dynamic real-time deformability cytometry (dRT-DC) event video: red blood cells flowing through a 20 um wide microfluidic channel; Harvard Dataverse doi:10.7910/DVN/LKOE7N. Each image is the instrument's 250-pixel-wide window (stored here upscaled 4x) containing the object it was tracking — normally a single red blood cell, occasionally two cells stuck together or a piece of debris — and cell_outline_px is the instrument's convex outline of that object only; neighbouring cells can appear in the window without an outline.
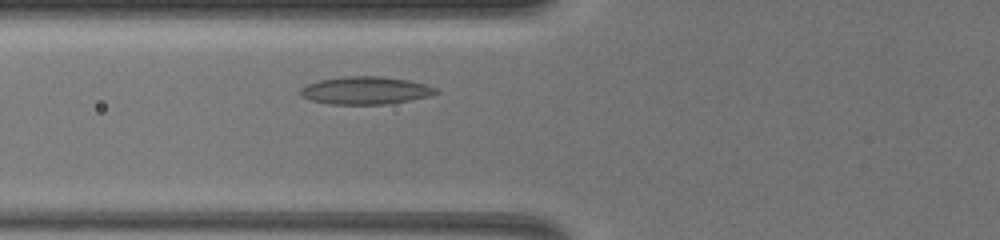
{"species": "common noctule bat (a hibernating species)", "species_latin": "Nyctalus noctula", "temperature_condition": "warm", "stored_images_in_passage": 40, "camera_frame_rate_fps": 3000, "um_per_image_px": 0.085, "animal": {"sex": "female", "body_mass_g": 19.5, "forearm_length_mm": 54.1}, "frame": {"image": 1, "passage_image": 12, "time_ms": 2.333, "image_size_px": [1000, 240], "cell_outline_px": [[440, 92], [428, 96], [408, 100], [384, 104], [328, 104], [312, 100], [304, 96], [300, 92], [300, 88], [308, 84], [320, 80], [340, 76], [380, 76], [408, 80], [424, 84], [436, 88]], "centroid_in_image_um": [31.06, 7.68], "position_along_channel_um": 94.7, "area_um2": 21.62}}
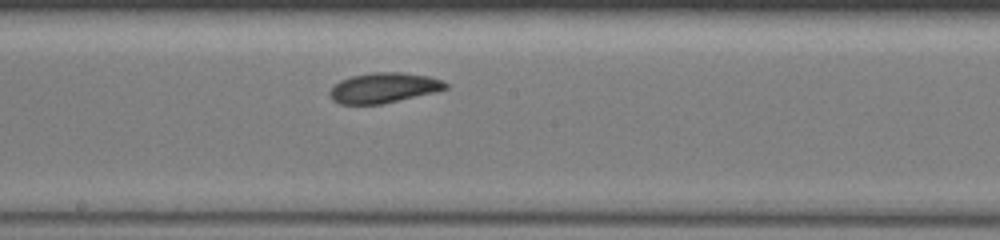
{"frame": {"image": 2, "passage_image": 20, "time_ms": 5.333, "image_size_px": [1000, 240], "cell_outline_px": [[448, 88], [436, 92], [380, 104], [340, 104], [332, 100], [328, 96], [328, 92], [340, 80], [352, 76], [372, 72], [400, 72], [428, 76], [440, 80], [448, 84]], "centroid_in_image_um": [32.59, 7.46], "position_along_channel_um": 215.6, "area_um2": 20.29}}
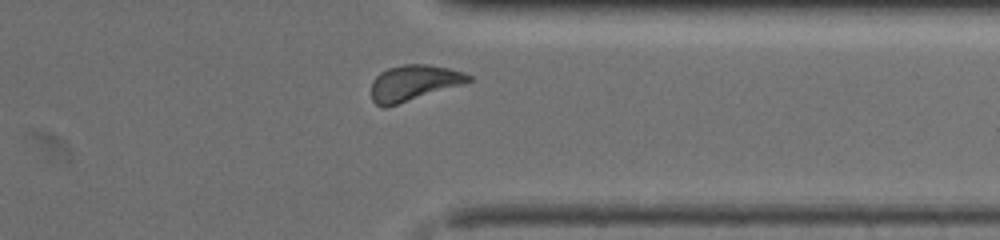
{"frame": {"image": 3, "passage_image": 35, "time_ms": 9.333, "image_size_px": [1000, 240], "cell_outline_px": [[472, 80], [464, 84], [384, 108], [376, 104], [372, 100], [372, 80], [380, 72], [388, 68], [404, 64], [428, 64], [448, 68], [464, 72], [472, 76]], "centroid_in_image_um": [35.17, 7.04], "position_along_channel_um": 376.2, "area_um2": 20.23}, "authors_computed_cell_mechanics": {"area_um2": 20.2589, "velocity_mm_per_s": 4.0336, "shape_relaxation_time_tau1_ms": 3.5302, "shape_relaxation_time_tau2_ms": null, "deformation_change_tau1": 0.0867, "deformation_change_tau2": null}}